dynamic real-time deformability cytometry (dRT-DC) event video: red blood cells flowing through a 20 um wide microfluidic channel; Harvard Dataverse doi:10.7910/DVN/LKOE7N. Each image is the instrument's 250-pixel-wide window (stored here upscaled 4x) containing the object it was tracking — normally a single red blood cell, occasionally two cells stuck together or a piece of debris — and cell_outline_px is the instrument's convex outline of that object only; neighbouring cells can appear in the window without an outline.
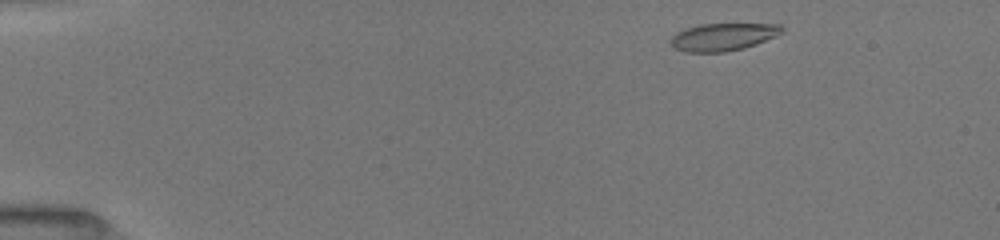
{"species": "common noctule bat (a hibernating species)", "species_latin": "Nyctalus noctula", "temperature_condition": "room temperature", "stored_images_in_passage": 55, "camera_frame_rate_fps": 3000, "um_per_image_px": 0.085, "animal": {"sex": "female", "body_mass_g": 19.5, "forearm_length_mm": 54.1}, "frame": {"image": 1, "passage_image": 1, "time_ms": 0.0, "image_size_px": [1000, 240], "cell_outline_px": [[784, 32], [776, 36], [756, 44], [744, 48], [724, 52], [684, 52], [676, 48], [672, 44], [672, 36], [676, 32], [684, 28], [700, 24], [784, 24]], "centroid_in_image_um": [61.5, 3.13], "position_along_channel_um": 23.5, "area_um2": 17.92}}
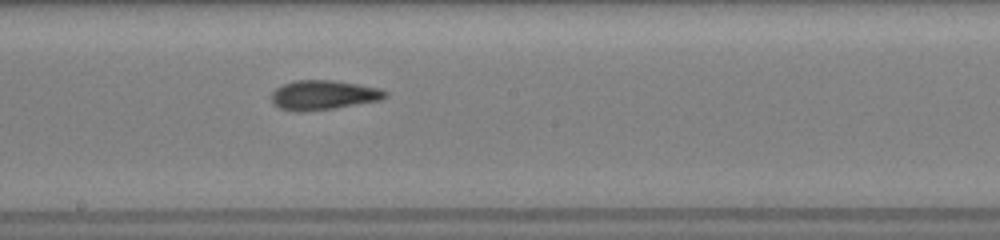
{"frame": {"image": 2, "passage_image": 30, "time_ms": 7.333, "image_size_px": [1000, 240], "cell_outline_px": [[388, 96], [380, 100], [332, 108], [304, 112], [292, 112], [280, 108], [272, 104], [272, 92], [276, 88], [284, 84], [296, 80], [336, 80], [380, 88], [388, 92]], "centroid_in_image_um": [27.48, 8.08], "position_along_channel_um": 220.7, "area_um2": 19.65}}
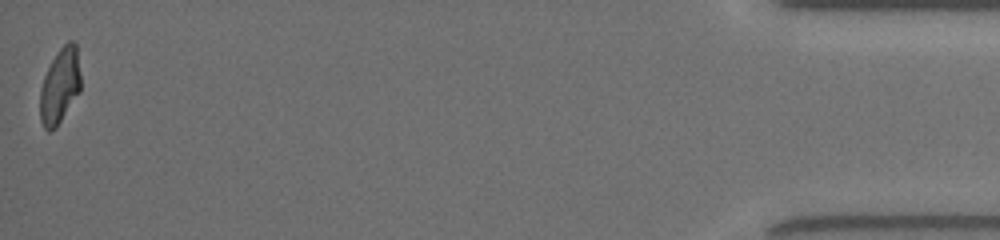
{"frame": {"image": 3, "passage_image": 55, "time_ms": 14.667, "image_size_px": [1000, 240], "cell_outline_px": [[80, 92], [56, 128], [48, 132], [44, 128], [40, 120], [40, 88], [44, 76], [52, 60], [60, 48], [68, 40], [72, 40], [76, 44], [80, 72]], "centroid_in_image_um": [5.09, 7.32], "position_along_channel_um": 430.1, "area_um2": 17.92}, "authors_computed_cell_mechanics": {"area_um2": 18.8428, "velocity_mm_per_s": 4.0156, "shape_relaxation_time_tau1_ms": 7.1543, "shape_relaxation_time_tau2_ms": 0.7561, "deformation_change_tau1": 0.2433, "deformation_change_tau2": 0.0747}}